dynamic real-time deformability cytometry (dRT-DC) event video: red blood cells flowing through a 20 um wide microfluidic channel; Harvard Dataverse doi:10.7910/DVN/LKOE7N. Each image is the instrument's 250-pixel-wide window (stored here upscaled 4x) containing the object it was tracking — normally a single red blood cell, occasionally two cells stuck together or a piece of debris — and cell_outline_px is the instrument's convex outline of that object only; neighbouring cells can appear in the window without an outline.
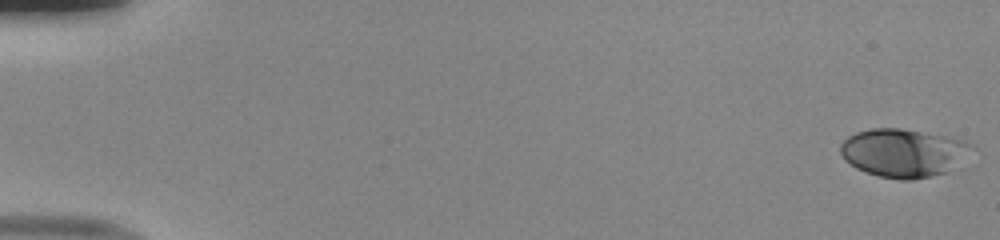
{"species": "human", "species_latin": "Homo sapiens", "temperature_condition": "room temperature", "stored_images_in_passage": 51, "camera_frame_rate_fps": 3000, "um_per_image_px": 0.085, "donor": {"sex": "male"}, "frame": {"image": 1, "passage_image": 1, "time_ms": 0.0, "image_size_px": [1000, 240], "cell_outline_px": [[956, 168], [948, 172], [932, 176], [912, 180], [900, 180], [880, 176], [856, 168], [844, 160], [840, 152], [840, 144], [848, 136], [856, 132], [872, 128], [900, 128], [940, 136], [956, 140]], "centroid_in_image_um": [76.47, 13.02], "position_along_channel_um": 8.5, "area_um2": 34.68}}
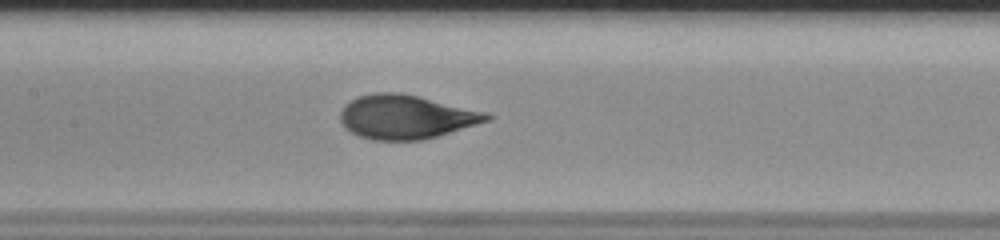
{"frame": {"image": 2, "passage_image": 26, "time_ms": 8.333, "image_size_px": [1000, 240], "cell_outline_px": [[492, 120], [424, 140], [372, 140], [360, 136], [352, 132], [340, 120], [340, 112], [344, 104], [360, 96], [376, 92], [400, 92], [488, 112], [492, 116]], "centroid_in_image_um": [34.55, 9.93], "position_along_channel_um": 172.9, "area_um2": 37.45}}
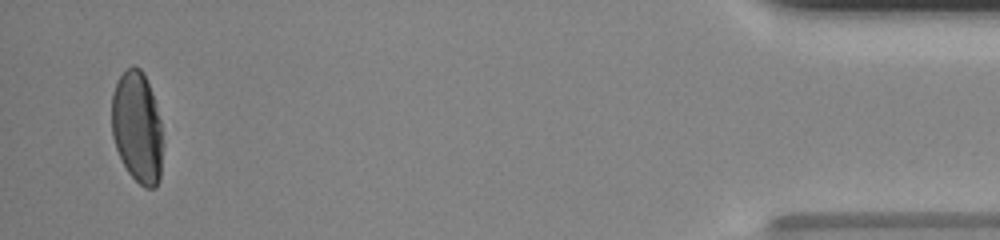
{"frame": {"image": 3, "passage_image": 50, "time_ms": 16.333, "image_size_px": [1000, 240], "cell_outline_px": [[160, 180], [156, 188], [144, 188], [128, 172], [116, 148], [112, 136], [112, 92], [120, 76], [128, 68], [140, 68], [144, 72], [152, 92], [160, 120]], "centroid_in_image_um": [11.64, 10.82], "position_along_channel_um": 423.6, "area_um2": 32.6}, "authors_computed_cell_mechanics": {"area_um2": 36.414, "velocity_mm_per_s": 4.0425, "shape_relaxation_time_tau1_ms": 5.2907, "shape_relaxation_time_tau2_ms": null, "deformation_change_tau1": 0.2124, "deformation_change_tau2": null}}